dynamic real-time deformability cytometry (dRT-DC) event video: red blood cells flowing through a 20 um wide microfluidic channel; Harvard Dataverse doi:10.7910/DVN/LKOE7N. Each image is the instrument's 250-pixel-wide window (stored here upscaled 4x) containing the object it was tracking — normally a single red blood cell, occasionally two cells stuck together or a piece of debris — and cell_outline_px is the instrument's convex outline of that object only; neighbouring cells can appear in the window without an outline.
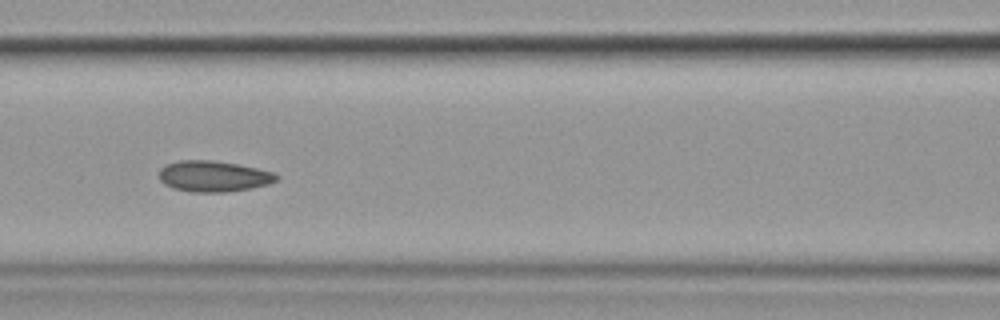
{"species": "common noctule bat (a hibernating species)", "species_latin": "Nyctalus noctula", "temperature_condition": "cold", "stored_images_in_passage": 15, "camera_frame_rate_fps": 3000, "um_per_image_px": 0.085, "animal": {"sex": "female", "body_mass_g": 19.9}, "frame": {"image": 1, "passage_image": 7, "time_ms": 7.667, "image_size_px": [1000, 320], "cell_outline_px": [[280, 176], [276, 180], [268, 184], [252, 188], [224, 192], [192, 192], [172, 188], [164, 184], [160, 180], [160, 168], [164, 164], [180, 160], [212, 160], [236, 164], [276, 172]], "centroid_in_image_um": [18.14, 14.98], "position_along_channel_um": 148.5, "area_um2": 21.27}}
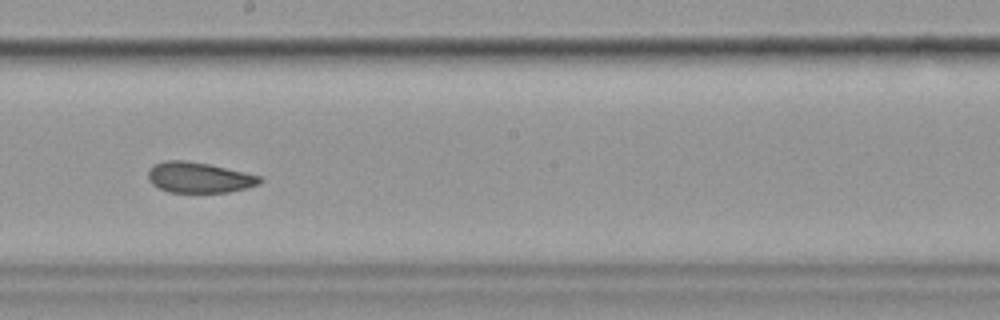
{"frame": {"image": 2, "passage_image": 9, "time_ms": 10.0, "image_size_px": [1000, 320], "cell_outline_px": [[264, 180], [260, 184], [248, 188], [228, 192], [168, 192], [152, 184], [148, 180], [148, 168], [156, 164], [168, 160], [184, 160], [208, 164], [244, 172], [260, 176]], "centroid_in_image_um": [16.93, 15.09], "position_along_channel_um": 231.3, "area_um2": 19.88}}